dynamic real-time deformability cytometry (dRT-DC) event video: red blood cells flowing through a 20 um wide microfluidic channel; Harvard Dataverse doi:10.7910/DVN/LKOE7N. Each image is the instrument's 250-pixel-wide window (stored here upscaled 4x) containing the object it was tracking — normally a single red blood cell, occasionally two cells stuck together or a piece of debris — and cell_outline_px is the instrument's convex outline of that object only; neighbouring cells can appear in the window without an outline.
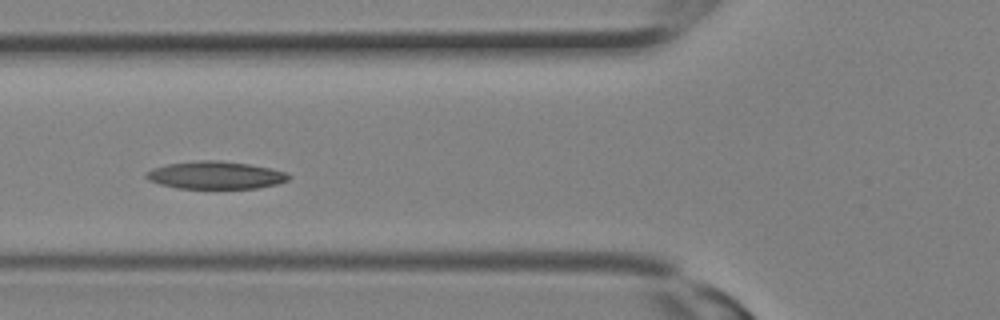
{"species": "Egyptian fruit bat (a non-hibernating species)", "species_latin": "Rousettus aegyptiacus", "temperature_condition": "room temperature", "stored_images_in_passage": 13, "camera_frame_rate_fps": 3000, "um_per_image_px": 0.085, "animal": {"sex": "female"}, "frame": {"image": 1, "passage_image": 10, "time_ms": 3.0, "image_size_px": [1000, 320], "cell_outline_px": [[292, 176], [288, 180], [276, 184], [256, 188], [176, 188], [160, 184], [148, 180], [144, 176], [152, 168], [168, 164], [200, 160], [220, 160], [248, 164], [272, 168], [288, 172]], "centroid_in_image_um": [18.35, 14.88], "position_along_channel_um": 107.5, "area_um2": 22.95}}
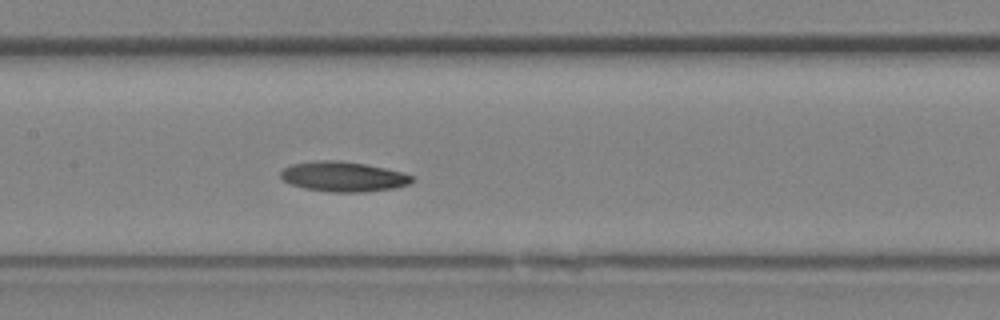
{"frame": {"image": 2, "passage_image": 13, "time_ms": 4.0, "image_size_px": [1000, 320], "cell_outline_px": [[416, 180], [408, 184], [396, 188], [364, 192], [328, 192], [304, 188], [292, 184], [284, 180], [280, 176], [280, 172], [284, 168], [292, 164], [316, 160], [340, 160], [364, 164], [404, 172], [412, 176]], "centroid_in_image_um": [29.2, 15.01], "position_along_channel_um": 178.2, "area_um2": 23.06}}